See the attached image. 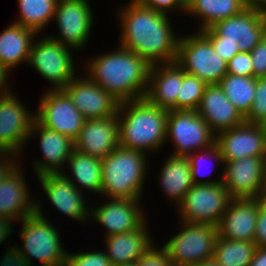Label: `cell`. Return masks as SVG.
Masks as SVG:
<instances>
[{"mask_svg": "<svg viewBox=\"0 0 266 266\" xmlns=\"http://www.w3.org/2000/svg\"><path fill=\"white\" fill-rule=\"evenodd\" d=\"M14 221L15 220L12 218L0 216V245L10 238V235H12V230H14V223L12 222Z\"/></svg>", "mask_w": 266, "mask_h": 266, "instance_id": "f6af8a7d", "label": "cell"}, {"mask_svg": "<svg viewBox=\"0 0 266 266\" xmlns=\"http://www.w3.org/2000/svg\"><path fill=\"white\" fill-rule=\"evenodd\" d=\"M86 120L117 114L119 102L88 75L75 77L63 89Z\"/></svg>", "mask_w": 266, "mask_h": 266, "instance_id": "e0dca14e", "label": "cell"}, {"mask_svg": "<svg viewBox=\"0 0 266 266\" xmlns=\"http://www.w3.org/2000/svg\"><path fill=\"white\" fill-rule=\"evenodd\" d=\"M257 245L254 242L217 237L213 259L222 266H249Z\"/></svg>", "mask_w": 266, "mask_h": 266, "instance_id": "d6a6232c", "label": "cell"}, {"mask_svg": "<svg viewBox=\"0 0 266 266\" xmlns=\"http://www.w3.org/2000/svg\"><path fill=\"white\" fill-rule=\"evenodd\" d=\"M119 45L145 59L151 66L177 59L179 37L169 15L130 1L118 12Z\"/></svg>", "mask_w": 266, "mask_h": 266, "instance_id": "6da1fadb", "label": "cell"}, {"mask_svg": "<svg viewBox=\"0 0 266 266\" xmlns=\"http://www.w3.org/2000/svg\"><path fill=\"white\" fill-rule=\"evenodd\" d=\"M242 1L247 7H251L252 0H240Z\"/></svg>", "mask_w": 266, "mask_h": 266, "instance_id": "f5cc1de1", "label": "cell"}, {"mask_svg": "<svg viewBox=\"0 0 266 266\" xmlns=\"http://www.w3.org/2000/svg\"><path fill=\"white\" fill-rule=\"evenodd\" d=\"M137 4H142L147 8L156 10L157 12L169 15L168 12L177 9L179 12L186 13V4L182 0H131Z\"/></svg>", "mask_w": 266, "mask_h": 266, "instance_id": "ab89813d", "label": "cell"}, {"mask_svg": "<svg viewBox=\"0 0 266 266\" xmlns=\"http://www.w3.org/2000/svg\"><path fill=\"white\" fill-rule=\"evenodd\" d=\"M37 35L35 31L16 23H10L0 33V68L8 76L19 64L27 63Z\"/></svg>", "mask_w": 266, "mask_h": 266, "instance_id": "4316f807", "label": "cell"}, {"mask_svg": "<svg viewBox=\"0 0 266 266\" xmlns=\"http://www.w3.org/2000/svg\"><path fill=\"white\" fill-rule=\"evenodd\" d=\"M21 170L17 166L0 182V216L12 218L15 222L32 215L36 210V201L29 194V186Z\"/></svg>", "mask_w": 266, "mask_h": 266, "instance_id": "d4e9b609", "label": "cell"}, {"mask_svg": "<svg viewBox=\"0 0 266 266\" xmlns=\"http://www.w3.org/2000/svg\"><path fill=\"white\" fill-rule=\"evenodd\" d=\"M92 11L88 0H58L53 20L60 37H49L74 50L83 49L94 25Z\"/></svg>", "mask_w": 266, "mask_h": 266, "instance_id": "7c38bea8", "label": "cell"}, {"mask_svg": "<svg viewBox=\"0 0 266 266\" xmlns=\"http://www.w3.org/2000/svg\"><path fill=\"white\" fill-rule=\"evenodd\" d=\"M27 110L9 87L0 93V142L19 155L29 140L35 119V111Z\"/></svg>", "mask_w": 266, "mask_h": 266, "instance_id": "9a60e30c", "label": "cell"}, {"mask_svg": "<svg viewBox=\"0 0 266 266\" xmlns=\"http://www.w3.org/2000/svg\"><path fill=\"white\" fill-rule=\"evenodd\" d=\"M169 266H192V265H188V264H180V263H175V262H170Z\"/></svg>", "mask_w": 266, "mask_h": 266, "instance_id": "816d5d0a", "label": "cell"}, {"mask_svg": "<svg viewBox=\"0 0 266 266\" xmlns=\"http://www.w3.org/2000/svg\"><path fill=\"white\" fill-rule=\"evenodd\" d=\"M38 135L43 159H35L33 170L37 176L48 173H62L74 150V141L69 137L42 126L36 119L31 127L29 140Z\"/></svg>", "mask_w": 266, "mask_h": 266, "instance_id": "ffe728a7", "label": "cell"}, {"mask_svg": "<svg viewBox=\"0 0 266 266\" xmlns=\"http://www.w3.org/2000/svg\"><path fill=\"white\" fill-rule=\"evenodd\" d=\"M38 106L34 114L35 119L42 126L63 134L73 141L77 138L86 119L63 89H46Z\"/></svg>", "mask_w": 266, "mask_h": 266, "instance_id": "8fae6325", "label": "cell"}, {"mask_svg": "<svg viewBox=\"0 0 266 266\" xmlns=\"http://www.w3.org/2000/svg\"><path fill=\"white\" fill-rule=\"evenodd\" d=\"M58 0H18L19 18L13 23L35 31L41 30L53 20Z\"/></svg>", "mask_w": 266, "mask_h": 266, "instance_id": "1f68e13d", "label": "cell"}, {"mask_svg": "<svg viewBox=\"0 0 266 266\" xmlns=\"http://www.w3.org/2000/svg\"><path fill=\"white\" fill-rule=\"evenodd\" d=\"M192 266H222V265H219L214 259H210L196 263Z\"/></svg>", "mask_w": 266, "mask_h": 266, "instance_id": "681fc988", "label": "cell"}, {"mask_svg": "<svg viewBox=\"0 0 266 266\" xmlns=\"http://www.w3.org/2000/svg\"><path fill=\"white\" fill-rule=\"evenodd\" d=\"M223 166L222 183L232 198H263L266 188V157L223 161Z\"/></svg>", "mask_w": 266, "mask_h": 266, "instance_id": "5bb4252c", "label": "cell"}, {"mask_svg": "<svg viewBox=\"0 0 266 266\" xmlns=\"http://www.w3.org/2000/svg\"><path fill=\"white\" fill-rule=\"evenodd\" d=\"M159 183L169 200L178 205L194 185L187 157L169 155L159 172Z\"/></svg>", "mask_w": 266, "mask_h": 266, "instance_id": "83f0119b", "label": "cell"}, {"mask_svg": "<svg viewBox=\"0 0 266 266\" xmlns=\"http://www.w3.org/2000/svg\"><path fill=\"white\" fill-rule=\"evenodd\" d=\"M170 262L166 250L163 247L158 249V246L153 245L145 255L136 261V264L137 266H169Z\"/></svg>", "mask_w": 266, "mask_h": 266, "instance_id": "60d3db41", "label": "cell"}, {"mask_svg": "<svg viewBox=\"0 0 266 266\" xmlns=\"http://www.w3.org/2000/svg\"><path fill=\"white\" fill-rule=\"evenodd\" d=\"M146 153L118 146L102 158L100 194L110 198L141 199L148 169Z\"/></svg>", "mask_w": 266, "mask_h": 266, "instance_id": "5b68a950", "label": "cell"}, {"mask_svg": "<svg viewBox=\"0 0 266 266\" xmlns=\"http://www.w3.org/2000/svg\"><path fill=\"white\" fill-rule=\"evenodd\" d=\"M187 158L189 160L190 167H191V175H192L193 184H216V183L223 182V170L221 172V175L218 176L219 179H216V180L214 179V181L213 179L212 180L210 179L199 180L201 175L206 176L205 173L208 174V172L203 173V170H202L205 167L203 165V162L206 161V159L207 160L213 159L214 161H217L218 164H223L222 155L216 143L206 149L199 150L197 152L189 154ZM202 165L204 166L203 168H202Z\"/></svg>", "mask_w": 266, "mask_h": 266, "instance_id": "e575fe53", "label": "cell"}, {"mask_svg": "<svg viewBox=\"0 0 266 266\" xmlns=\"http://www.w3.org/2000/svg\"><path fill=\"white\" fill-rule=\"evenodd\" d=\"M46 197L61 214L87 222L90 207L87 206L84 193L79 191L63 173H48L36 176Z\"/></svg>", "mask_w": 266, "mask_h": 266, "instance_id": "d6986e66", "label": "cell"}, {"mask_svg": "<svg viewBox=\"0 0 266 266\" xmlns=\"http://www.w3.org/2000/svg\"><path fill=\"white\" fill-rule=\"evenodd\" d=\"M86 64L87 75L119 103L145 98L151 65L134 52L118 45Z\"/></svg>", "mask_w": 266, "mask_h": 266, "instance_id": "7a4b0ae2", "label": "cell"}, {"mask_svg": "<svg viewBox=\"0 0 266 266\" xmlns=\"http://www.w3.org/2000/svg\"><path fill=\"white\" fill-rule=\"evenodd\" d=\"M206 38L239 41L240 52H250L266 35V16L253 7L200 31Z\"/></svg>", "mask_w": 266, "mask_h": 266, "instance_id": "4fadbf2b", "label": "cell"}, {"mask_svg": "<svg viewBox=\"0 0 266 266\" xmlns=\"http://www.w3.org/2000/svg\"><path fill=\"white\" fill-rule=\"evenodd\" d=\"M182 1L187 5L190 0H182Z\"/></svg>", "mask_w": 266, "mask_h": 266, "instance_id": "9f6ffc18", "label": "cell"}, {"mask_svg": "<svg viewBox=\"0 0 266 266\" xmlns=\"http://www.w3.org/2000/svg\"><path fill=\"white\" fill-rule=\"evenodd\" d=\"M35 201V213L20 220L23 246L10 245L0 259V266H33V258L41 266H64L68 252L62 248L61 236L42 213V203L36 198Z\"/></svg>", "mask_w": 266, "mask_h": 266, "instance_id": "3957f363", "label": "cell"}, {"mask_svg": "<svg viewBox=\"0 0 266 266\" xmlns=\"http://www.w3.org/2000/svg\"><path fill=\"white\" fill-rule=\"evenodd\" d=\"M250 55L253 63V77H266V35L250 51Z\"/></svg>", "mask_w": 266, "mask_h": 266, "instance_id": "f35d334b", "label": "cell"}, {"mask_svg": "<svg viewBox=\"0 0 266 266\" xmlns=\"http://www.w3.org/2000/svg\"><path fill=\"white\" fill-rule=\"evenodd\" d=\"M251 7L255 8L263 16H266V0H252Z\"/></svg>", "mask_w": 266, "mask_h": 266, "instance_id": "7dc6e473", "label": "cell"}, {"mask_svg": "<svg viewBox=\"0 0 266 266\" xmlns=\"http://www.w3.org/2000/svg\"><path fill=\"white\" fill-rule=\"evenodd\" d=\"M67 253L64 266H112L104 251H86L78 253Z\"/></svg>", "mask_w": 266, "mask_h": 266, "instance_id": "8d00e7d4", "label": "cell"}, {"mask_svg": "<svg viewBox=\"0 0 266 266\" xmlns=\"http://www.w3.org/2000/svg\"><path fill=\"white\" fill-rule=\"evenodd\" d=\"M258 216V198H231L217 225L218 236L253 242Z\"/></svg>", "mask_w": 266, "mask_h": 266, "instance_id": "7402d4cb", "label": "cell"}, {"mask_svg": "<svg viewBox=\"0 0 266 266\" xmlns=\"http://www.w3.org/2000/svg\"><path fill=\"white\" fill-rule=\"evenodd\" d=\"M169 138L175 147L171 155L187 157L215 144L216 134L195 110H169L166 141Z\"/></svg>", "mask_w": 266, "mask_h": 266, "instance_id": "9c48e42d", "label": "cell"}, {"mask_svg": "<svg viewBox=\"0 0 266 266\" xmlns=\"http://www.w3.org/2000/svg\"><path fill=\"white\" fill-rule=\"evenodd\" d=\"M144 223L139 229L104 237L106 255L112 266L136 262L154 245Z\"/></svg>", "mask_w": 266, "mask_h": 266, "instance_id": "484cf974", "label": "cell"}, {"mask_svg": "<svg viewBox=\"0 0 266 266\" xmlns=\"http://www.w3.org/2000/svg\"><path fill=\"white\" fill-rule=\"evenodd\" d=\"M245 122L266 126V77L256 78L255 98Z\"/></svg>", "mask_w": 266, "mask_h": 266, "instance_id": "d590c367", "label": "cell"}, {"mask_svg": "<svg viewBox=\"0 0 266 266\" xmlns=\"http://www.w3.org/2000/svg\"><path fill=\"white\" fill-rule=\"evenodd\" d=\"M176 62L208 85L219 84L227 74V62L200 31L179 38Z\"/></svg>", "mask_w": 266, "mask_h": 266, "instance_id": "8992f818", "label": "cell"}, {"mask_svg": "<svg viewBox=\"0 0 266 266\" xmlns=\"http://www.w3.org/2000/svg\"><path fill=\"white\" fill-rule=\"evenodd\" d=\"M9 150L0 142V155L6 154Z\"/></svg>", "mask_w": 266, "mask_h": 266, "instance_id": "f907efd6", "label": "cell"}, {"mask_svg": "<svg viewBox=\"0 0 266 266\" xmlns=\"http://www.w3.org/2000/svg\"><path fill=\"white\" fill-rule=\"evenodd\" d=\"M218 85L228 100L246 117L254 102L256 78L227 73Z\"/></svg>", "mask_w": 266, "mask_h": 266, "instance_id": "4dcf8cb0", "label": "cell"}, {"mask_svg": "<svg viewBox=\"0 0 266 266\" xmlns=\"http://www.w3.org/2000/svg\"><path fill=\"white\" fill-rule=\"evenodd\" d=\"M117 115L119 146L147 154L160 151L166 143L168 110L142 98L119 103Z\"/></svg>", "mask_w": 266, "mask_h": 266, "instance_id": "277c9868", "label": "cell"}, {"mask_svg": "<svg viewBox=\"0 0 266 266\" xmlns=\"http://www.w3.org/2000/svg\"><path fill=\"white\" fill-rule=\"evenodd\" d=\"M263 199L266 201V188H265V192H264V195H263Z\"/></svg>", "mask_w": 266, "mask_h": 266, "instance_id": "11a10c76", "label": "cell"}, {"mask_svg": "<svg viewBox=\"0 0 266 266\" xmlns=\"http://www.w3.org/2000/svg\"><path fill=\"white\" fill-rule=\"evenodd\" d=\"M70 47L44 35L34 40L27 63L45 80L52 83L53 90L64 89L75 76V62ZM53 87V88H52Z\"/></svg>", "mask_w": 266, "mask_h": 266, "instance_id": "52a82bcc", "label": "cell"}, {"mask_svg": "<svg viewBox=\"0 0 266 266\" xmlns=\"http://www.w3.org/2000/svg\"><path fill=\"white\" fill-rule=\"evenodd\" d=\"M231 198L223 183L194 184L176 206L179 220L217 226Z\"/></svg>", "mask_w": 266, "mask_h": 266, "instance_id": "30bf717a", "label": "cell"}, {"mask_svg": "<svg viewBox=\"0 0 266 266\" xmlns=\"http://www.w3.org/2000/svg\"><path fill=\"white\" fill-rule=\"evenodd\" d=\"M8 77L9 76L0 68V93H3L9 87L7 81Z\"/></svg>", "mask_w": 266, "mask_h": 266, "instance_id": "c3c4849f", "label": "cell"}, {"mask_svg": "<svg viewBox=\"0 0 266 266\" xmlns=\"http://www.w3.org/2000/svg\"><path fill=\"white\" fill-rule=\"evenodd\" d=\"M227 73L253 77V63L250 52H239L227 62Z\"/></svg>", "mask_w": 266, "mask_h": 266, "instance_id": "74e56055", "label": "cell"}, {"mask_svg": "<svg viewBox=\"0 0 266 266\" xmlns=\"http://www.w3.org/2000/svg\"><path fill=\"white\" fill-rule=\"evenodd\" d=\"M182 81L183 68L176 61L152 65L145 98L156 107L177 110Z\"/></svg>", "mask_w": 266, "mask_h": 266, "instance_id": "cb8c5ba5", "label": "cell"}, {"mask_svg": "<svg viewBox=\"0 0 266 266\" xmlns=\"http://www.w3.org/2000/svg\"><path fill=\"white\" fill-rule=\"evenodd\" d=\"M249 266H266V247H258Z\"/></svg>", "mask_w": 266, "mask_h": 266, "instance_id": "bcb514c9", "label": "cell"}, {"mask_svg": "<svg viewBox=\"0 0 266 266\" xmlns=\"http://www.w3.org/2000/svg\"><path fill=\"white\" fill-rule=\"evenodd\" d=\"M253 242L257 247H266V201L258 198V216Z\"/></svg>", "mask_w": 266, "mask_h": 266, "instance_id": "b9f144b4", "label": "cell"}, {"mask_svg": "<svg viewBox=\"0 0 266 266\" xmlns=\"http://www.w3.org/2000/svg\"><path fill=\"white\" fill-rule=\"evenodd\" d=\"M215 143L223 161L266 157V126L245 122L217 133Z\"/></svg>", "mask_w": 266, "mask_h": 266, "instance_id": "2e32d148", "label": "cell"}, {"mask_svg": "<svg viewBox=\"0 0 266 266\" xmlns=\"http://www.w3.org/2000/svg\"><path fill=\"white\" fill-rule=\"evenodd\" d=\"M179 233L162 246L172 262L194 265L213 259L218 237L217 226L201 223H180Z\"/></svg>", "mask_w": 266, "mask_h": 266, "instance_id": "ba28073f", "label": "cell"}, {"mask_svg": "<svg viewBox=\"0 0 266 266\" xmlns=\"http://www.w3.org/2000/svg\"><path fill=\"white\" fill-rule=\"evenodd\" d=\"M110 201L91 208L90 217L105 227V237L139 229L147 224L141 199L110 198Z\"/></svg>", "mask_w": 266, "mask_h": 266, "instance_id": "ac0fdd59", "label": "cell"}, {"mask_svg": "<svg viewBox=\"0 0 266 266\" xmlns=\"http://www.w3.org/2000/svg\"><path fill=\"white\" fill-rule=\"evenodd\" d=\"M206 84L197 76L183 69V81L177 94V110H197L204 94Z\"/></svg>", "mask_w": 266, "mask_h": 266, "instance_id": "836d02e7", "label": "cell"}, {"mask_svg": "<svg viewBox=\"0 0 266 266\" xmlns=\"http://www.w3.org/2000/svg\"><path fill=\"white\" fill-rule=\"evenodd\" d=\"M246 7L240 0H190L186 5V14L201 19L202 23L197 31H202L240 13Z\"/></svg>", "mask_w": 266, "mask_h": 266, "instance_id": "f546056e", "label": "cell"}, {"mask_svg": "<svg viewBox=\"0 0 266 266\" xmlns=\"http://www.w3.org/2000/svg\"><path fill=\"white\" fill-rule=\"evenodd\" d=\"M217 54L228 62L234 55L239 53V41L224 40V38H207Z\"/></svg>", "mask_w": 266, "mask_h": 266, "instance_id": "7bdbcfd3", "label": "cell"}, {"mask_svg": "<svg viewBox=\"0 0 266 266\" xmlns=\"http://www.w3.org/2000/svg\"><path fill=\"white\" fill-rule=\"evenodd\" d=\"M119 146L118 115L85 120L74 140V149L90 156L105 158Z\"/></svg>", "mask_w": 266, "mask_h": 266, "instance_id": "44dd1931", "label": "cell"}, {"mask_svg": "<svg viewBox=\"0 0 266 266\" xmlns=\"http://www.w3.org/2000/svg\"><path fill=\"white\" fill-rule=\"evenodd\" d=\"M19 155L13 151H9L6 154L0 155V182L4 180L11 172L19 165ZM18 161V162H16Z\"/></svg>", "mask_w": 266, "mask_h": 266, "instance_id": "ee69618b", "label": "cell"}, {"mask_svg": "<svg viewBox=\"0 0 266 266\" xmlns=\"http://www.w3.org/2000/svg\"><path fill=\"white\" fill-rule=\"evenodd\" d=\"M196 112L215 134L245 123V117L228 100L218 84L206 86Z\"/></svg>", "mask_w": 266, "mask_h": 266, "instance_id": "603a6c76", "label": "cell"}, {"mask_svg": "<svg viewBox=\"0 0 266 266\" xmlns=\"http://www.w3.org/2000/svg\"><path fill=\"white\" fill-rule=\"evenodd\" d=\"M67 164L73 178L64 172L63 174L79 191L83 190L81 188H84V190L86 188L90 193L92 191L100 194L102 184V160L100 158L81 153L74 149L70 154Z\"/></svg>", "mask_w": 266, "mask_h": 266, "instance_id": "f1b7e54d", "label": "cell"}, {"mask_svg": "<svg viewBox=\"0 0 266 266\" xmlns=\"http://www.w3.org/2000/svg\"><path fill=\"white\" fill-rule=\"evenodd\" d=\"M117 266H137L136 262L128 263V264H122Z\"/></svg>", "mask_w": 266, "mask_h": 266, "instance_id": "db71d44e", "label": "cell"}]
</instances>
